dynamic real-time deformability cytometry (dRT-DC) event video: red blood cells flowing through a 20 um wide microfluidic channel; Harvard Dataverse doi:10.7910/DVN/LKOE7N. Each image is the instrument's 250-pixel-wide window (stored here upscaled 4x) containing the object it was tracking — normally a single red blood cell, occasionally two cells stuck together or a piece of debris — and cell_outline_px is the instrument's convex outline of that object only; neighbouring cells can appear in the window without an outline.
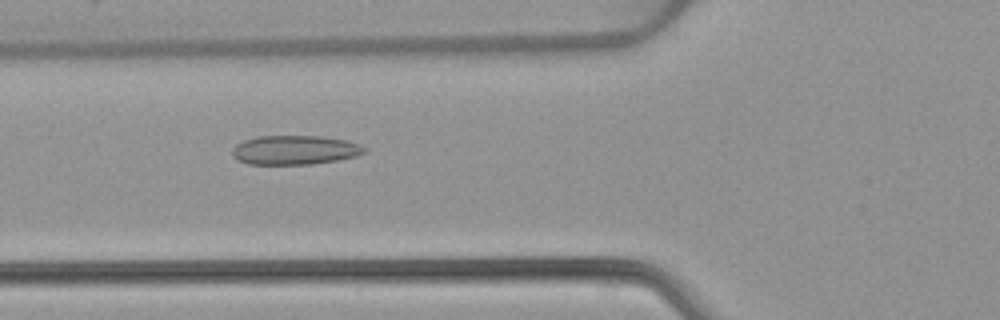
{"species": "common noctule bat (a hibernating species)", "species_latin": "Nyctalus noctula", "temperature_condition": "warm", "stored_images_in_passage": 53, "camera_frame_rate_fps": 3000, "um_per_image_px": 0.085, "animal": {"sex": "female", "body_mass_g": 22.7, "forearm_length_mm": 54.2}, "frame": {"image": 1, "passage_image": 20, "time_ms": 6.333, "image_size_px": [1000, 320], "cell_outline_px": [[368, 148], [364, 152], [356, 156], [336, 160], [312, 164], [248, 164], [232, 156], [232, 148], [236, 144], [244, 140], [256, 136], [320, 136], [348, 140], [360, 144]], "centroid_in_image_um": [25.07, 12.74], "position_along_channel_um": 100.7, "area_um2": 22.54}}
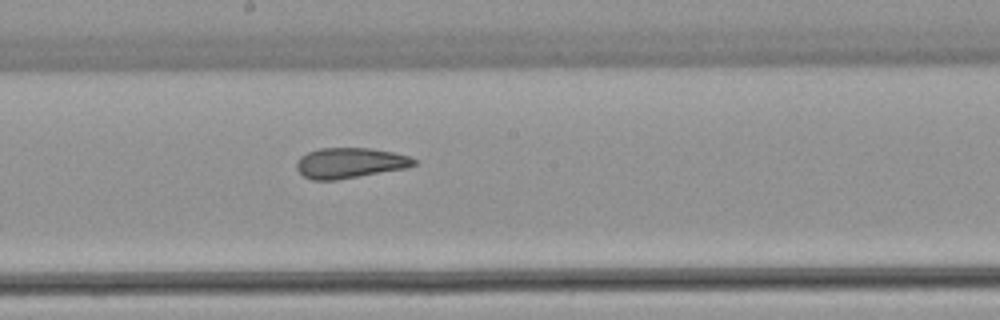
{"frame": {"image": 2, "passage_image": 29, "time_ms": 9.333, "image_size_px": [1000, 320], "cell_outline_px": [[416, 164], [408, 168], [336, 180], [312, 180], [304, 176], [296, 168], [296, 160], [300, 156], [308, 152], [320, 148], [368, 148], [392, 152], [408, 156], [416, 160]], "centroid_in_image_um": [29.72, 13.85], "position_along_channel_um": 218.5, "area_um2": 20.81}}
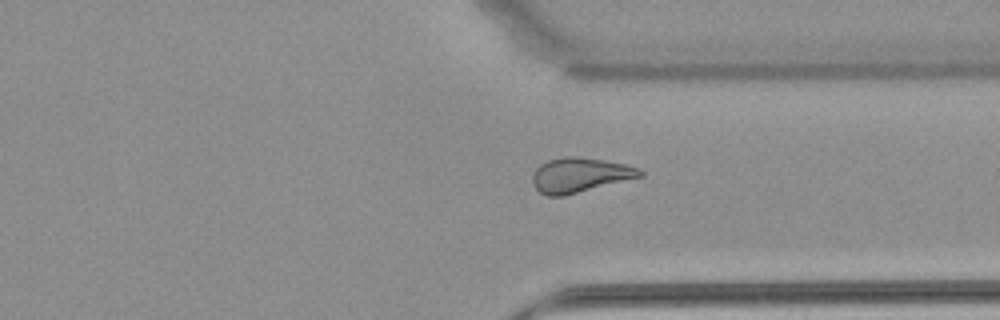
{"frame": {"image": 3, "passage_image": 40, "time_ms": 13.0, "image_size_px": [1000, 320], "cell_outline_px": [[644, 176], [564, 196], [548, 196], [540, 192], [532, 184], [532, 172], [540, 164], [548, 160], [564, 156], [576, 156], [604, 160], [628, 164], [640, 168], [644, 172]], "centroid_in_image_um": [49.3, 14.87], "position_along_channel_um": 362.1, "area_um2": 22.02}, "authors_computed_cell_mechanics": {"area_um2": 22.7154, "velocity_mm_per_s": 3.9231, "shape_relaxation_time_tau1_ms": null, "shape_relaxation_time_tau2_ms": 2.053, "deformation_change_tau1": null, "deformation_change_tau2": 0.0935}}